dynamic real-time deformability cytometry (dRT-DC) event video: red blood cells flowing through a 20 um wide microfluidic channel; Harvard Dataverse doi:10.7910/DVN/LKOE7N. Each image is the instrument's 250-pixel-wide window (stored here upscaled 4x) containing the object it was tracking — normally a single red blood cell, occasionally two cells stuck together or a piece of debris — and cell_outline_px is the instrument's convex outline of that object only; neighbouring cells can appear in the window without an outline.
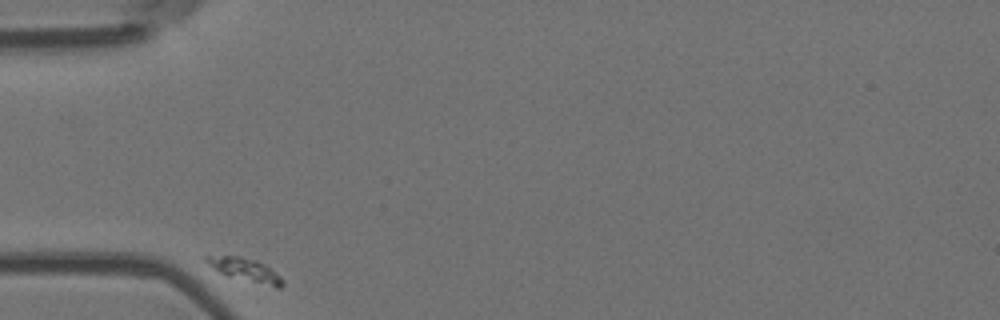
{"species": "Egyptian fruit bat (a non-hibernating species)", "species_latin": "Rousettus aegyptiacus", "temperature_condition": "room temperature", "stored_images_in_passage": 40, "camera_frame_rate_fps": 3000, "um_per_image_px": 0.085, "animal": {"sex": "female"}, "frame": {"image": 1, "passage_image": 1, "time_ms": 0.0, "image_size_px": [1000, 320], "cell_outline_px": [[284, 284], [280, 288], [276, 288], [228, 276], [220, 272], [208, 264], [204, 260], [204, 256], [240, 256], [256, 260], [264, 264], [280, 276], [284, 280]], "centroid_in_image_um": [20.88, 22.95], "position_along_channel_um": 64.1, "area_um2": 10.23}}
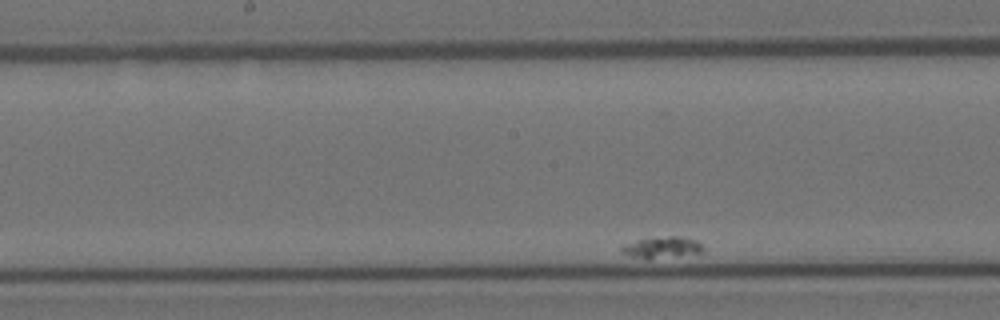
{"frame": {"image": 2, "passage_image": 18, "time_ms": 5.667, "image_size_px": [1000, 320], "cell_outline_px": [[704, 248], [700, 252], [648, 260], [632, 256], [620, 252], [620, 244], [640, 240], [668, 236], [684, 236], [696, 240]], "centroid_in_image_um": [56.21, 21.03], "position_along_channel_um": 192.0, "area_um2": 10.12}}
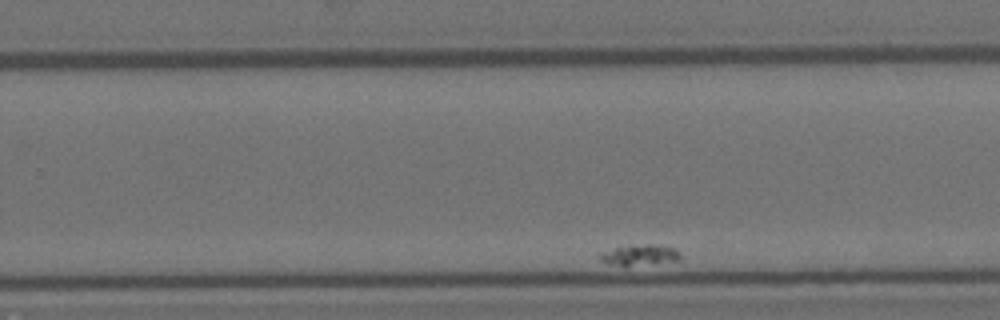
{"frame": {"image": 3, "passage_image": 29, "time_ms": 9.333, "image_size_px": [1000, 320], "cell_outline_px": [[680, 260], [624, 268], [600, 260], [596, 256], [600, 252], [616, 248], [644, 244], [660, 244], [672, 248], [680, 252]], "centroid_in_image_um": [54.35, 21.71], "position_along_channel_um": 275.4, "area_um2": 10.06}}